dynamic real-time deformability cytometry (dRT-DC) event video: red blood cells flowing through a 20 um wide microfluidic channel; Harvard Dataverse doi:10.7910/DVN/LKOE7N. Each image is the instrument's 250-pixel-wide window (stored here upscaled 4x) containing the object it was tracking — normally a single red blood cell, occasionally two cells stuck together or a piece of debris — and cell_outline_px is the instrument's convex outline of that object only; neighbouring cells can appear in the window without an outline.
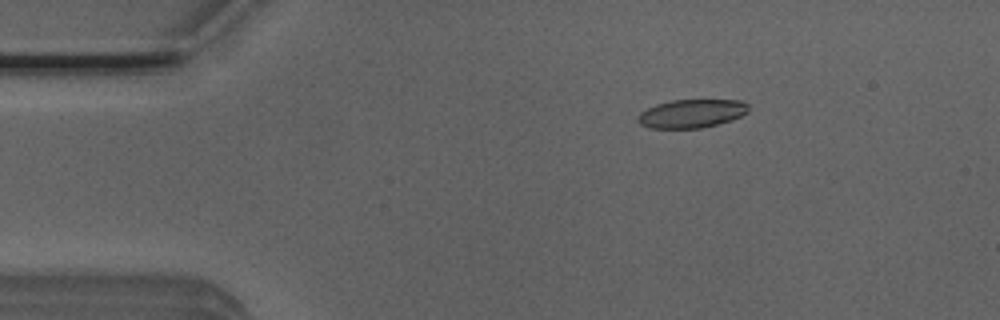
{"species": "Egyptian fruit bat (a non-hibernating species)", "species_latin": "Rousettus aegyptiacus", "temperature_condition": "room temperature", "stored_images_in_passage": 53, "camera_frame_rate_fps": 3000, "um_per_image_px": 0.085, "animal": {"sex": "male"}, "frame": {"image": 1, "passage_image": 9, "time_ms": 2.667, "image_size_px": [1000, 320], "cell_outline_px": [[748, 112], [732, 120], [700, 128], [648, 128], [640, 124], [636, 120], [636, 116], [640, 112], [656, 104], [672, 100], [744, 100], [748, 104]], "centroid_in_image_um": [58.76, 9.65], "position_along_channel_um": 26.2, "area_um2": 18.44}}
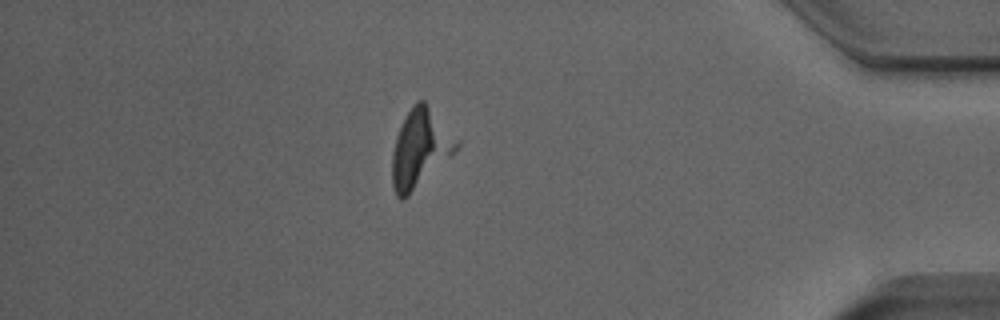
{"frame": {"image": 2, "passage_image": 46, "time_ms": 15.0, "image_size_px": [1000, 320], "cell_outline_px": [[460, 144], [404, 200], [400, 200], [396, 196], [392, 184], [392, 152], [396, 136], [412, 104], [416, 100], [424, 100], [460, 140]], "centroid_in_image_um": [35.68, 12.59], "position_along_channel_um": 399.5, "area_um2": 28.61}}
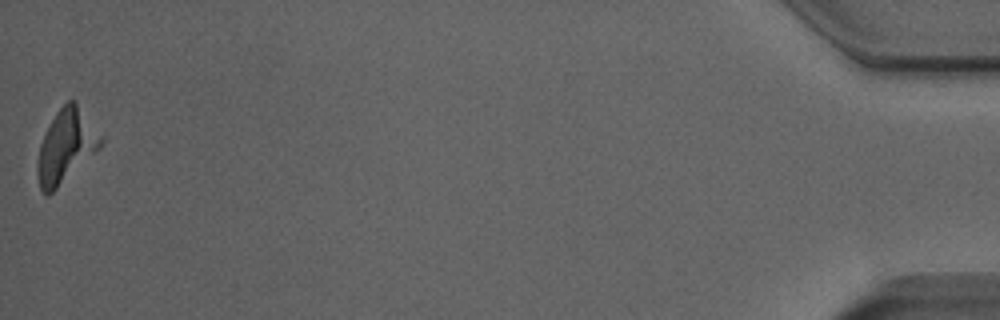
{"frame": {"image": 3, "passage_image": 53, "time_ms": 17.333, "image_size_px": [1000, 320], "cell_outline_px": [[104, 144], [100, 148], [48, 196], [40, 188], [36, 172], [40, 144], [56, 112], [68, 100], [76, 100], [104, 136]], "centroid_in_image_um": [5.65, 12.39], "position_along_channel_um": 429.5, "area_um2": 26.93}, "authors_computed_cell_mechanics": {"area_um2": 18.7272, "velocity_mm_per_s": 3.8558, "shape_relaxation_time_tau1_ms": 3.0781, "shape_relaxation_time_tau2_ms": null, "deformation_change_tau1": 0.3856, "deformation_change_tau2": null}}